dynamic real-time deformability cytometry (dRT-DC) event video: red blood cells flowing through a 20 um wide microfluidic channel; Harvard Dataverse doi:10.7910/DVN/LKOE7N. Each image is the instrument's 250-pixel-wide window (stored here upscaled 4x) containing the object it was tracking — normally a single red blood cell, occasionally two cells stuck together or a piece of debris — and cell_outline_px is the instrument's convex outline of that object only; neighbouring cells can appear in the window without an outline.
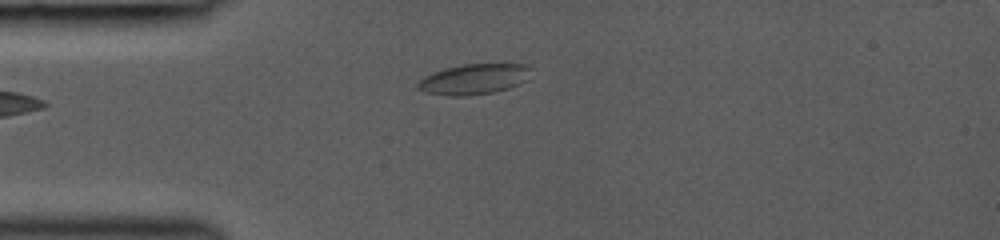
{"species": "common noctule bat (a hibernating species)", "species_latin": "Nyctalus noctula", "temperature_condition": "room temperature", "stored_images_in_passage": 2, "camera_frame_rate_fps": 3000, "um_per_image_px": 0.085, "animal": {"sex": "female", "body_mass_g": 19.0, "forearm_length_mm": 53.3}, "frame": {"image": 1, "passage_image": 2, "time_ms": 1.0, "image_size_px": [1000, 240], "cell_outline_px": [[532, 68], [524, 80], [520, 84], [508, 88], [492, 92], [468, 96], [448, 96], [424, 92], [416, 88], [416, 84], [424, 76], [444, 68], [464, 64], [528, 64]], "centroid_in_image_um": [40.25, 6.73], "position_along_channel_um": 44.8, "area_um2": 20.11}}